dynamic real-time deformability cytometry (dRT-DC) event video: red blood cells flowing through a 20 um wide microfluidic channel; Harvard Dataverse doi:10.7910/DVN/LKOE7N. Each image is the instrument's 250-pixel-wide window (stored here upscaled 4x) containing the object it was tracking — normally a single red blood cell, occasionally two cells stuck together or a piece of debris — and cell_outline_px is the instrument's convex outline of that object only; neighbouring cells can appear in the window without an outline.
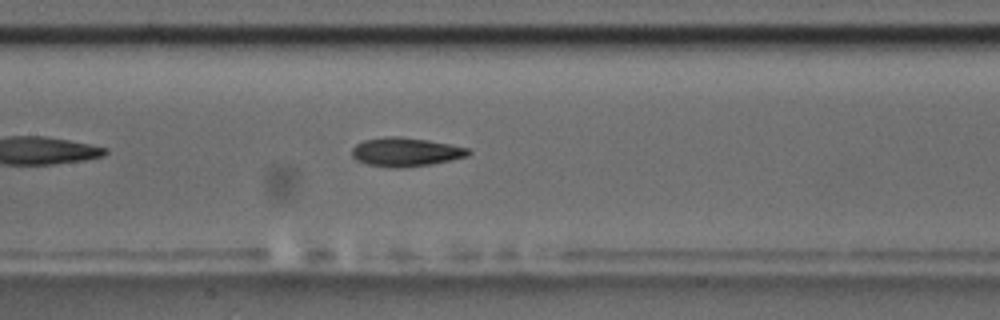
{"species": "common noctule bat (a hibernating species)", "species_latin": "Nyctalus noctula", "temperature_condition": "room temperature", "stored_images_in_passage": 42, "camera_frame_rate_fps": 3000, "um_per_image_px": 0.085, "animal": {"sex": "male", "body_mass_g": 17.5, "forearm_length_mm": 52.3}, "frame": {"image": 1, "passage_image": 13, "time_ms": 4.0, "image_size_px": [1000, 320], "cell_outline_px": [[472, 152], [468, 156], [432, 164], [404, 168], [392, 168], [368, 164], [356, 160], [352, 156], [352, 148], [356, 144], [364, 140], [384, 136], [396, 136], [428, 140], [468, 148]], "centroid_in_image_um": [34.47, 12.92], "position_along_channel_um": 172.9, "area_um2": 19.59}, "authors_computed_cell_mechanics": {"area_um2": 19.2474, "velocity_mm_per_s": 3.6026, "shape_relaxation_time_tau1_ms": 4.1483, "shape_relaxation_time_tau2_ms": 3.6924, "deformation_change_tau1": 0.1569, "deformation_change_tau2": 0.1098}}